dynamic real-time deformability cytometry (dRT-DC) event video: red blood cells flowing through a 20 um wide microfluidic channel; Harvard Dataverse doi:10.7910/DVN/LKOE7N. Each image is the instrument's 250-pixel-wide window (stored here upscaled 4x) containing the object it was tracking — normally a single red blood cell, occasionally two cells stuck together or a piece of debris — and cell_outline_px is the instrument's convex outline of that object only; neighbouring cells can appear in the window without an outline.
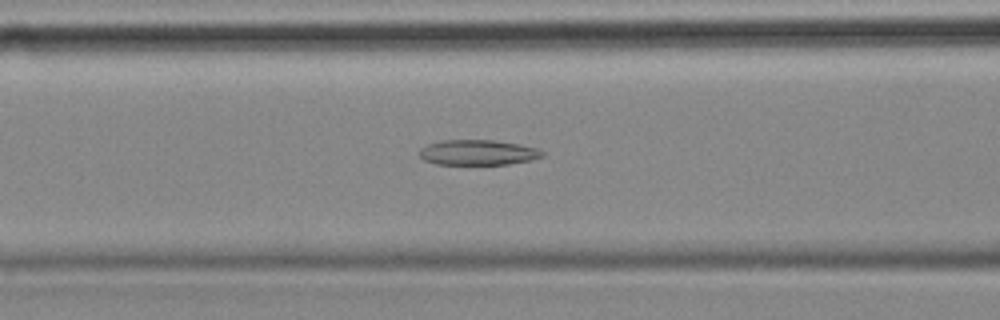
{"species": "common noctule bat (a hibernating species)", "species_latin": "Nyctalus noctula", "temperature_condition": "cold", "stored_images_in_passage": 55, "camera_frame_rate_fps": 3000, "um_per_image_px": 0.085, "animal": {"sex": "female", "body_mass_g": 18.4}, "frame": {"image": 1, "passage_image": 21, "time_ms": 6.667, "image_size_px": [1000, 320], "cell_outline_px": [[544, 156], [532, 160], [508, 164], [436, 164], [424, 160], [420, 156], [420, 148], [428, 144], [440, 140], [496, 140], [520, 144], [536, 148], [544, 152]], "centroid_in_image_um": [40.63, 12.95], "position_along_channel_um": 126.0, "area_um2": 18.15}}
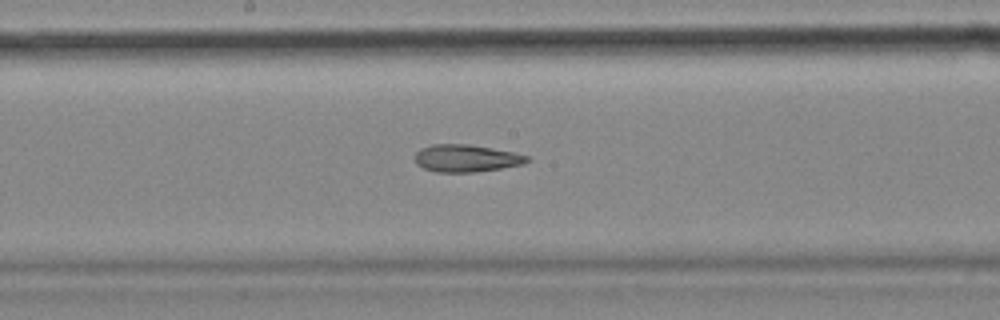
{"frame": {"image": 2, "passage_image": 28, "time_ms": 9.0, "image_size_px": [1000, 320], "cell_outline_px": [[528, 160], [524, 164], [500, 168], [472, 172], [436, 172], [424, 168], [416, 164], [416, 152], [420, 148], [432, 144], [468, 144], [492, 148], [512, 152], [528, 156]], "centroid_in_image_um": [39.59, 13.45], "position_along_channel_um": 208.6, "area_um2": 17.69}}
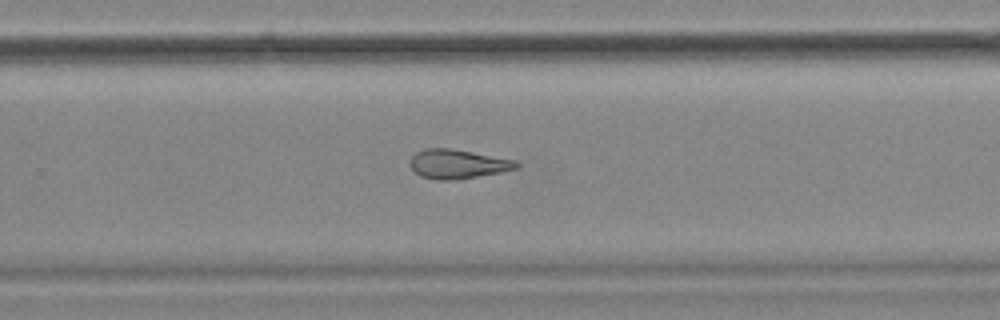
{"frame": {"image": 3, "passage_image": 35, "time_ms": 11.333, "image_size_px": [1000, 320], "cell_outline_px": [[520, 164], [516, 168], [500, 172], [476, 176], [448, 180], [440, 180], [420, 176], [408, 164], [408, 160], [416, 152], [424, 148], [448, 148], [472, 152], [516, 160]], "centroid_in_image_um": [38.85, 13.92], "position_along_channel_um": 290.9, "area_um2": 17.86}, "authors_computed_cell_mechanics": {"area_um2": 20.1144, "velocity_mm_per_s": 3.5477, "shape_relaxation_time_tau1_ms": null, "shape_relaxation_time_tau2_ms": 8.05, "deformation_change_tau1": null, "deformation_change_tau2": 0.197}}